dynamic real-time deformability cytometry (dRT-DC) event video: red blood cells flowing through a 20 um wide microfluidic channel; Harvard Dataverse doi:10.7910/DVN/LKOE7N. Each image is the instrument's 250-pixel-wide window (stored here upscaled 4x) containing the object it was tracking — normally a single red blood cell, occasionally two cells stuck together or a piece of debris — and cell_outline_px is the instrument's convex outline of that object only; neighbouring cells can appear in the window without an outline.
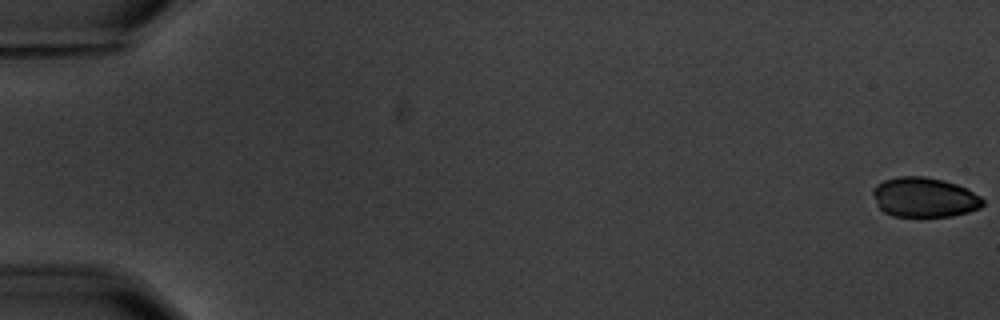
{"species": "common noctule bat (a hibernating species)", "species_latin": "Nyctalus noctula", "temperature_condition": "warm", "stored_images_in_passage": 6, "camera_frame_rate_fps": 3000, "um_per_image_px": 0.085, "animal": {"sex": "male", "body_mass_g": 20.1, "forearm_length_mm": 53.5}, "frame": {"image": 1, "passage_image": 1, "time_ms": 0.0, "image_size_px": [1000, 320], "cell_outline_px": [[984, 204], [980, 208], [968, 212], [952, 216], [892, 216], [884, 212], [876, 204], [872, 192], [872, 188], [876, 184], [884, 180], [900, 176], [924, 176], [944, 180], [968, 188], [980, 196], [984, 200]], "centroid_in_image_um": [78.57, 16.76], "position_along_channel_um": 6.4, "area_um2": 25.66}}
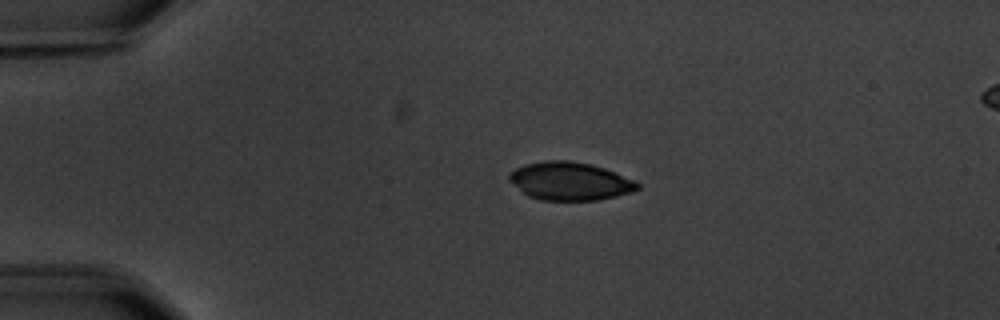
{"frame": {"image": 2, "passage_image": 4, "time_ms": 4.333, "image_size_px": [1000, 320], "cell_outline_px": [[640, 188], [632, 192], [616, 196], [596, 200], [540, 200], [528, 196], [508, 180], [508, 172], [524, 164], [548, 160], [568, 160], [588, 164], [604, 168], [636, 180], [640, 184]], "centroid_in_image_um": [48.44, 15.4], "position_along_channel_um": 36.6, "area_um2": 28.55}}